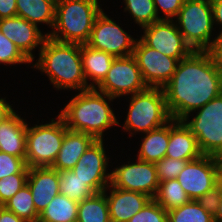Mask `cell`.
<instances>
[{
  "instance_id": "cell-44",
  "label": "cell",
  "mask_w": 222,
  "mask_h": 222,
  "mask_svg": "<svg viewBox=\"0 0 222 222\" xmlns=\"http://www.w3.org/2000/svg\"><path fill=\"white\" fill-rule=\"evenodd\" d=\"M216 162L219 165L220 169H222V149L220 152L215 156Z\"/></svg>"
},
{
  "instance_id": "cell-37",
  "label": "cell",
  "mask_w": 222,
  "mask_h": 222,
  "mask_svg": "<svg viewBox=\"0 0 222 222\" xmlns=\"http://www.w3.org/2000/svg\"><path fill=\"white\" fill-rule=\"evenodd\" d=\"M157 15L161 19L173 20L183 6L184 0H153ZM160 16L159 14H162Z\"/></svg>"
},
{
  "instance_id": "cell-28",
  "label": "cell",
  "mask_w": 222,
  "mask_h": 222,
  "mask_svg": "<svg viewBox=\"0 0 222 222\" xmlns=\"http://www.w3.org/2000/svg\"><path fill=\"white\" fill-rule=\"evenodd\" d=\"M153 199L167 212L191 201L177 179L160 181Z\"/></svg>"
},
{
  "instance_id": "cell-16",
  "label": "cell",
  "mask_w": 222,
  "mask_h": 222,
  "mask_svg": "<svg viewBox=\"0 0 222 222\" xmlns=\"http://www.w3.org/2000/svg\"><path fill=\"white\" fill-rule=\"evenodd\" d=\"M41 30L36 24L30 23L19 16L0 19V31L11 40L31 62L35 61V50L41 49L47 37V34Z\"/></svg>"
},
{
  "instance_id": "cell-1",
  "label": "cell",
  "mask_w": 222,
  "mask_h": 222,
  "mask_svg": "<svg viewBox=\"0 0 222 222\" xmlns=\"http://www.w3.org/2000/svg\"><path fill=\"white\" fill-rule=\"evenodd\" d=\"M163 90L171 118L183 120L222 93V73L207 51H193L179 61Z\"/></svg>"
},
{
  "instance_id": "cell-41",
  "label": "cell",
  "mask_w": 222,
  "mask_h": 222,
  "mask_svg": "<svg viewBox=\"0 0 222 222\" xmlns=\"http://www.w3.org/2000/svg\"><path fill=\"white\" fill-rule=\"evenodd\" d=\"M211 6L214 26L216 25L222 28V0H211ZM218 32L219 33L215 35H222V29Z\"/></svg>"
},
{
  "instance_id": "cell-38",
  "label": "cell",
  "mask_w": 222,
  "mask_h": 222,
  "mask_svg": "<svg viewBox=\"0 0 222 222\" xmlns=\"http://www.w3.org/2000/svg\"><path fill=\"white\" fill-rule=\"evenodd\" d=\"M214 64L222 73V35H216L211 47L207 50Z\"/></svg>"
},
{
  "instance_id": "cell-18",
  "label": "cell",
  "mask_w": 222,
  "mask_h": 222,
  "mask_svg": "<svg viewBox=\"0 0 222 222\" xmlns=\"http://www.w3.org/2000/svg\"><path fill=\"white\" fill-rule=\"evenodd\" d=\"M36 212L40 213L60 193L59 172L52 167L29 168L27 182Z\"/></svg>"
},
{
  "instance_id": "cell-20",
  "label": "cell",
  "mask_w": 222,
  "mask_h": 222,
  "mask_svg": "<svg viewBox=\"0 0 222 222\" xmlns=\"http://www.w3.org/2000/svg\"><path fill=\"white\" fill-rule=\"evenodd\" d=\"M16 112L0 123V152L25 160L28 122Z\"/></svg>"
},
{
  "instance_id": "cell-31",
  "label": "cell",
  "mask_w": 222,
  "mask_h": 222,
  "mask_svg": "<svg viewBox=\"0 0 222 222\" xmlns=\"http://www.w3.org/2000/svg\"><path fill=\"white\" fill-rule=\"evenodd\" d=\"M127 12L141 28L161 20L158 17L153 0H123Z\"/></svg>"
},
{
  "instance_id": "cell-29",
  "label": "cell",
  "mask_w": 222,
  "mask_h": 222,
  "mask_svg": "<svg viewBox=\"0 0 222 222\" xmlns=\"http://www.w3.org/2000/svg\"><path fill=\"white\" fill-rule=\"evenodd\" d=\"M59 188L60 194L78 203L96 193L72 170L59 172Z\"/></svg>"
},
{
  "instance_id": "cell-3",
  "label": "cell",
  "mask_w": 222,
  "mask_h": 222,
  "mask_svg": "<svg viewBox=\"0 0 222 222\" xmlns=\"http://www.w3.org/2000/svg\"><path fill=\"white\" fill-rule=\"evenodd\" d=\"M38 52L36 63L31 67L46 74L53 88L90 89L83 73L80 44L59 42L47 36Z\"/></svg>"
},
{
  "instance_id": "cell-42",
  "label": "cell",
  "mask_w": 222,
  "mask_h": 222,
  "mask_svg": "<svg viewBox=\"0 0 222 222\" xmlns=\"http://www.w3.org/2000/svg\"><path fill=\"white\" fill-rule=\"evenodd\" d=\"M0 222H28L18 217L13 212L7 210L4 206H0Z\"/></svg>"
},
{
  "instance_id": "cell-6",
  "label": "cell",
  "mask_w": 222,
  "mask_h": 222,
  "mask_svg": "<svg viewBox=\"0 0 222 222\" xmlns=\"http://www.w3.org/2000/svg\"><path fill=\"white\" fill-rule=\"evenodd\" d=\"M174 21L193 51H207L211 47L215 39L211 0H184Z\"/></svg>"
},
{
  "instance_id": "cell-39",
  "label": "cell",
  "mask_w": 222,
  "mask_h": 222,
  "mask_svg": "<svg viewBox=\"0 0 222 222\" xmlns=\"http://www.w3.org/2000/svg\"><path fill=\"white\" fill-rule=\"evenodd\" d=\"M17 14L16 0H0V19Z\"/></svg>"
},
{
  "instance_id": "cell-36",
  "label": "cell",
  "mask_w": 222,
  "mask_h": 222,
  "mask_svg": "<svg viewBox=\"0 0 222 222\" xmlns=\"http://www.w3.org/2000/svg\"><path fill=\"white\" fill-rule=\"evenodd\" d=\"M26 161L4 152H0V179L15 173H28Z\"/></svg>"
},
{
  "instance_id": "cell-33",
  "label": "cell",
  "mask_w": 222,
  "mask_h": 222,
  "mask_svg": "<svg viewBox=\"0 0 222 222\" xmlns=\"http://www.w3.org/2000/svg\"><path fill=\"white\" fill-rule=\"evenodd\" d=\"M28 173H15L0 179V206H3L27 182Z\"/></svg>"
},
{
  "instance_id": "cell-22",
  "label": "cell",
  "mask_w": 222,
  "mask_h": 222,
  "mask_svg": "<svg viewBox=\"0 0 222 222\" xmlns=\"http://www.w3.org/2000/svg\"><path fill=\"white\" fill-rule=\"evenodd\" d=\"M81 58L87 85L89 88H96L105 78L116 57L82 44Z\"/></svg>"
},
{
  "instance_id": "cell-40",
  "label": "cell",
  "mask_w": 222,
  "mask_h": 222,
  "mask_svg": "<svg viewBox=\"0 0 222 222\" xmlns=\"http://www.w3.org/2000/svg\"><path fill=\"white\" fill-rule=\"evenodd\" d=\"M214 222H222V190L218 188L212 200Z\"/></svg>"
},
{
  "instance_id": "cell-25",
  "label": "cell",
  "mask_w": 222,
  "mask_h": 222,
  "mask_svg": "<svg viewBox=\"0 0 222 222\" xmlns=\"http://www.w3.org/2000/svg\"><path fill=\"white\" fill-rule=\"evenodd\" d=\"M168 213V222H214L211 201L191 200Z\"/></svg>"
},
{
  "instance_id": "cell-30",
  "label": "cell",
  "mask_w": 222,
  "mask_h": 222,
  "mask_svg": "<svg viewBox=\"0 0 222 222\" xmlns=\"http://www.w3.org/2000/svg\"><path fill=\"white\" fill-rule=\"evenodd\" d=\"M3 206L28 222H38L39 214L35 210L32 193L27 184H25Z\"/></svg>"
},
{
  "instance_id": "cell-43",
  "label": "cell",
  "mask_w": 222,
  "mask_h": 222,
  "mask_svg": "<svg viewBox=\"0 0 222 222\" xmlns=\"http://www.w3.org/2000/svg\"><path fill=\"white\" fill-rule=\"evenodd\" d=\"M6 98H0V123L7 119L15 110Z\"/></svg>"
},
{
  "instance_id": "cell-21",
  "label": "cell",
  "mask_w": 222,
  "mask_h": 222,
  "mask_svg": "<svg viewBox=\"0 0 222 222\" xmlns=\"http://www.w3.org/2000/svg\"><path fill=\"white\" fill-rule=\"evenodd\" d=\"M95 141L96 139L91 135L67 129L60 151L51 167L58 172L72 170Z\"/></svg>"
},
{
  "instance_id": "cell-45",
  "label": "cell",
  "mask_w": 222,
  "mask_h": 222,
  "mask_svg": "<svg viewBox=\"0 0 222 222\" xmlns=\"http://www.w3.org/2000/svg\"><path fill=\"white\" fill-rule=\"evenodd\" d=\"M219 188L222 190V169H221L220 175H219Z\"/></svg>"
},
{
  "instance_id": "cell-10",
  "label": "cell",
  "mask_w": 222,
  "mask_h": 222,
  "mask_svg": "<svg viewBox=\"0 0 222 222\" xmlns=\"http://www.w3.org/2000/svg\"><path fill=\"white\" fill-rule=\"evenodd\" d=\"M136 40L103 9L94 22L86 45L114 57H127L133 54Z\"/></svg>"
},
{
  "instance_id": "cell-2",
  "label": "cell",
  "mask_w": 222,
  "mask_h": 222,
  "mask_svg": "<svg viewBox=\"0 0 222 222\" xmlns=\"http://www.w3.org/2000/svg\"><path fill=\"white\" fill-rule=\"evenodd\" d=\"M115 98L95 88L78 91L58 114L69 130L91 135L96 140L104 139V132L119 126V120L110 104ZM110 101V102H108Z\"/></svg>"
},
{
  "instance_id": "cell-27",
  "label": "cell",
  "mask_w": 222,
  "mask_h": 222,
  "mask_svg": "<svg viewBox=\"0 0 222 222\" xmlns=\"http://www.w3.org/2000/svg\"><path fill=\"white\" fill-rule=\"evenodd\" d=\"M77 222H111L104 192L95 193L78 203Z\"/></svg>"
},
{
  "instance_id": "cell-12",
  "label": "cell",
  "mask_w": 222,
  "mask_h": 222,
  "mask_svg": "<svg viewBox=\"0 0 222 222\" xmlns=\"http://www.w3.org/2000/svg\"><path fill=\"white\" fill-rule=\"evenodd\" d=\"M132 56L135 58L145 84L163 88L176 71L179 60L147 46L137 38Z\"/></svg>"
},
{
  "instance_id": "cell-24",
  "label": "cell",
  "mask_w": 222,
  "mask_h": 222,
  "mask_svg": "<svg viewBox=\"0 0 222 222\" xmlns=\"http://www.w3.org/2000/svg\"><path fill=\"white\" fill-rule=\"evenodd\" d=\"M143 134L138 155H136L137 159L150 163L163 159L169 141V123Z\"/></svg>"
},
{
  "instance_id": "cell-17",
  "label": "cell",
  "mask_w": 222,
  "mask_h": 222,
  "mask_svg": "<svg viewBox=\"0 0 222 222\" xmlns=\"http://www.w3.org/2000/svg\"><path fill=\"white\" fill-rule=\"evenodd\" d=\"M103 192L107 198L111 222H128L152 199L149 195L115 188L111 184Z\"/></svg>"
},
{
  "instance_id": "cell-35",
  "label": "cell",
  "mask_w": 222,
  "mask_h": 222,
  "mask_svg": "<svg viewBox=\"0 0 222 222\" xmlns=\"http://www.w3.org/2000/svg\"><path fill=\"white\" fill-rule=\"evenodd\" d=\"M187 162L188 160H178L167 157L156 162L155 166L159 182L169 179H177Z\"/></svg>"
},
{
  "instance_id": "cell-13",
  "label": "cell",
  "mask_w": 222,
  "mask_h": 222,
  "mask_svg": "<svg viewBox=\"0 0 222 222\" xmlns=\"http://www.w3.org/2000/svg\"><path fill=\"white\" fill-rule=\"evenodd\" d=\"M135 161L114 167L110 184L115 188L140 192L154 198L160 183L155 163L139 159Z\"/></svg>"
},
{
  "instance_id": "cell-9",
  "label": "cell",
  "mask_w": 222,
  "mask_h": 222,
  "mask_svg": "<svg viewBox=\"0 0 222 222\" xmlns=\"http://www.w3.org/2000/svg\"><path fill=\"white\" fill-rule=\"evenodd\" d=\"M220 171L215 156L201 155L187 162L177 180L191 200L211 201L219 188Z\"/></svg>"
},
{
  "instance_id": "cell-32",
  "label": "cell",
  "mask_w": 222,
  "mask_h": 222,
  "mask_svg": "<svg viewBox=\"0 0 222 222\" xmlns=\"http://www.w3.org/2000/svg\"><path fill=\"white\" fill-rule=\"evenodd\" d=\"M0 64L7 65H20L29 64L31 66L32 62L20 51V49L9 40L0 31Z\"/></svg>"
},
{
  "instance_id": "cell-11",
  "label": "cell",
  "mask_w": 222,
  "mask_h": 222,
  "mask_svg": "<svg viewBox=\"0 0 222 222\" xmlns=\"http://www.w3.org/2000/svg\"><path fill=\"white\" fill-rule=\"evenodd\" d=\"M147 88L137 62L131 55L116 57L105 78L95 89L117 99Z\"/></svg>"
},
{
  "instance_id": "cell-15",
  "label": "cell",
  "mask_w": 222,
  "mask_h": 222,
  "mask_svg": "<svg viewBox=\"0 0 222 222\" xmlns=\"http://www.w3.org/2000/svg\"><path fill=\"white\" fill-rule=\"evenodd\" d=\"M109 159L104 140H96L80 157L72 171L87 182L88 186L96 193H100L111 183V169L108 168Z\"/></svg>"
},
{
  "instance_id": "cell-8",
  "label": "cell",
  "mask_w": 222,
  "mask_h": 222,
  "mask_svg": "<svg viewBox=\"0 0 222 222\" xmlns=\"http://www.w3.org/2000/svg\"><path fill=\"white\" fill-rule=\"evenodd\" d=\"M193 113H196L195 116ZM182 121L196 137L202 155L216 156L220 152L222 149V93L192 114H188Z\"/></svg>"
},
{
  "instance_id": "cell-34",
  "label": "cell",
  "mask_w": 222,
  "mask_h": 222,
  "mask_svg": "<svg viewBox=\"0 0 222 222\" xmlns=\"http://www.w3.org/2000/svg\"><path fill=\"white\" fill-rule=\"evenodd\" d=\"M128 222H168V213L152 198Z\"/></svg>"
},
{
  "instance_id": "cell-5",
  "label": "cell",
  "mask_w": 222,
  "mask_h": 222,
  "mask_svg": "<svg viewBox=\"0 0 222 222\" xmlns=\"http://www.w3.org/2000/svg\"><path fill=\"white\" fill-rule=\"evenodd\" d=\"M128 98L129 108L121 127L124 132L129 133V138L136 133L158 129L172 120L163 88L148 87Z\"/></svg>"
},
{
  "instance_id": "cell-7",
  "label": "cell",
  "mask_w": 222,
  "mask_h": 222,
  "mask_svg": "<svg viewBox=\"0 0 222 222\" xmlns=\"http://www.w3.org/2000/svg\"><path fill=\"white\" fill-rule=\"evenodd\" d=\"M56 119V120H55ZM27 125L26 165L32 167H51L55 162L68 129L63 119L57 115L48 123Z\"/></svg>"
},
{
  "instance_id": "cell-19",
  "label": "cell",
  "mask_w": 222,
  "mask_h": 222,
  "mask_svg": "<svg viewBox=\"0 0 222 222\" xmlns=\"http://www.w3.org/2000/svg\"><path fill=\"white\" fill-rule=\"evenodd\" d=\"M202 155L196 137L182 120L169 122V141L166 149L167 158L192 161Z\"/></svg>"
},
{
  "instance_id": "cell-4",
  "label": "cell",
  "mask_w": 222,
  "mask_h": 222,
  "mask_svg": "<svg viewBox=\"0 0 222 222\" xmlns=\"http://www.w3.org/2000/svg\"><path fill=\"white\" fill-rule=\"evenodd\" d=\"M99 0H56L55 21L47 36L65 43L86 44L102 12Z\"/></svg>"
},
{
  "instance_id": "cell-23",
  "label": "cell",
  "mask_w": 222,
  "mask_h": 222,
  "mask_svg": "<svg viewBox=\"0 0 222 222\" xmlns=\"http://www.w3.org/2000/svg\"><path fill=\"white\" fill-rule=\"evenodd\" d=\"M17 14L30 23L53 28L56 0H16ZM40 24V25H39Z\"/></svg>"
},
{
  "instance_id": "cell-14",
  "label": "cell",
  "mask_w": 222,
  "mask_h": 222,
  "mask_svg": "<svg viewBox=\"0 0 222 222\" xmlns=\"http://www.w3.org/2000/svg\"><path fill=\"white\" fill-rule=\"evenodd\" d=\"M141 29L143 34L139 38L150 48L167 56L180 61L193 52L174 20L161 19Z\"/></svg>"
},
{
  "instance_id": "cell-26",
  "label": "cell",
  "mask_w": 222,
  "mask_h": 222,
  "mask_svg": "<svg viewBox=\"0 0 222 222\" xmlns=\"http://www.w3.org/2000/svg\"><path fill=\"white\" fill-rule=\"evenodd\" d=\"M78 202L58 194L40 213L38 222H77Z\"/></svg>"
}]
</instances>
